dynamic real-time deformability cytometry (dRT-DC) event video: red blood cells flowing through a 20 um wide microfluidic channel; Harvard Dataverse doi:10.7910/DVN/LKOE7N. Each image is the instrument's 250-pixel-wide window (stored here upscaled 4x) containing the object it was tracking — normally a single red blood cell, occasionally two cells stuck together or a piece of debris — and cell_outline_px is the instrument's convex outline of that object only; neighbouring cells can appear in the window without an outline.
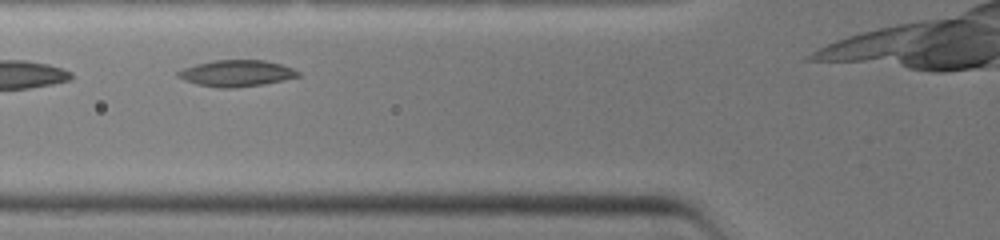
{"species": "common noctule bat (a hibernating species)", "species_latin": "Nyctalus noctula", "temperature_condition": "warm", "stored_images_in_passage": 15, "camera_frame_rate_fps": 3000, "um_per_image_px": 0.085, "animal": {"sex": "female", "body_mass_g": 19.0, "forearm_length_mm": 51.5}, "frame": {"image": 1, "passage_image": 4, "time_ms": 0.667, "image_size_px": [1000, 240], "cell_outline_px": [[300, 76], [284, 80], [264, 84], [232, 88], [216, 88], [196, 84], [184, 80], [176, 76], [176, 72], [184, 68], [196, 64], [216, 60], [264, 60], [280, 64], [292, 68], [300, 72]], "centroid_in_image_um": [20.09, 6.24], "position_along_channel_um": 105.7, "area_um2": 18.5}}
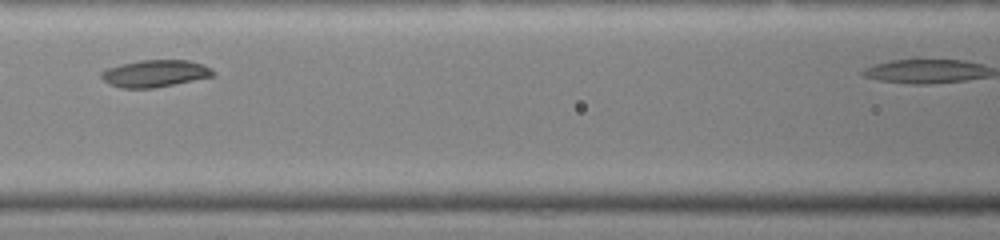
{"frame": {"image": 2, "passage_image": 10, "time_ms": 1.667, "image_size_px": [1000, 240], "cell_outline_px": [[216, 76], [152, 88], [120, 88], [104, 80], [100, 76], [100, 72], [108, 68], [140, 60], [188, 60], [200, 64], [216, 72]], "centroid_in_image_um": [13.19, 6.25], "position_along_channel_um": 153.4, "area_um2": 17.34}}
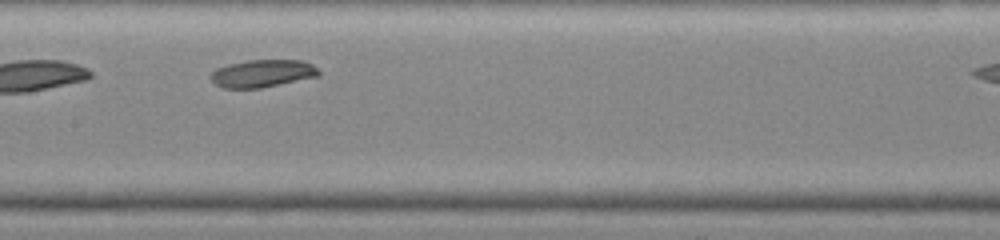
{"frame": {"image": 3, "passage_image": 14, "time_ms": 2.333, "image_size_px": [1000, 240], "cell_outline_px": [[320, 76], [260, 88], [224, 88], [216, 84], [208, 76], [216, 68], [228, 64], [248, 60], [300, 60], [312, 64], [320, 72]], "centroid_in_image_um": [22.3, 6.24], "position_along_channel_um": 185.1, "area_um2": 17.34}}